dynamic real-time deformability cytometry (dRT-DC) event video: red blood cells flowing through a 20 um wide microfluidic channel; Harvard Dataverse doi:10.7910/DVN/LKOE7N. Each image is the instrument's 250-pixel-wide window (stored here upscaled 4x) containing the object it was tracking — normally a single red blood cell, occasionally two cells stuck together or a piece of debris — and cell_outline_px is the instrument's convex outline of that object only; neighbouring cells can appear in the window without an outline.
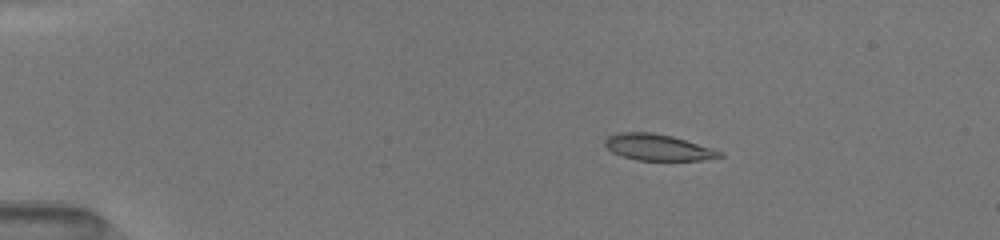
{"species": "common noctule bat (a hibernating species)", "species_latin": "Nyctalus noctula", "temperature_condition": "room temperature", "stored_images_in_passage": 7, "camera_frame_rate_fps": 3000, "um_per_image_px": 0.085, "animal": {"sex": "female", "body_mass_g": 19.5, "forearm_length_mm": 54.1}, "frame": {"image": 1, "passage_image": 1, "time_ms": 0.0, "image_size_px": [1000, 240], "cell_outline_px": [[724, 156], [700, 160], [636, 160], [612, 152], [604, 144], [604, 140], [608, 136], [616, 132], [652, 132], [672, 136], [712, 148], [724, 152]], "centroid_in_image_um": [55.91, 12.51], "position_along_channel_um": 29.1, "area_um2": 17.51}}
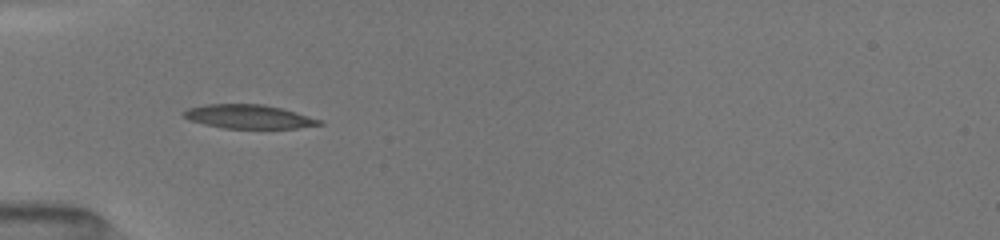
{"frame": {"image": 2, "passage_image": 6, "time_ms": 2.667, "image_size_px": [1000, 240], "cell_outline_px": [[324, 124], [296, 128], [224, 128], [204, 124], [188, 120], [180, 112], [188, 108], [204, 104], [264, 104], [296, 112], [320, 120]], "centroid_in_image_um": [21.08, 9.91], "position_along_channel_um": 63.9, "area_um2": 18.79}}